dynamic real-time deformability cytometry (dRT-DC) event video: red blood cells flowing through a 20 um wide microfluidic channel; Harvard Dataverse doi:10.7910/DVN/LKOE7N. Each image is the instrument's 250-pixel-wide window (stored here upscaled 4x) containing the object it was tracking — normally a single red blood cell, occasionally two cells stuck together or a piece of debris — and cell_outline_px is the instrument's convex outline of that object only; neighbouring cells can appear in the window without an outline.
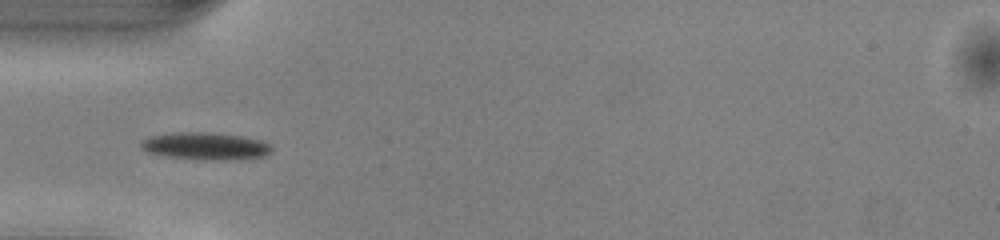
{"species": "common noctule bat (a hibernating species)", "species_latin": "Nyctalus noctula", "temperature_condition": "warm", "stored_images_in_passage": 36, "camera_frame_rate_fps": 3000, "um_per_image_px": 0.085, "animal": {"sex": "male", "body_mass_g": 13.0, "forearm_length_mm": 53.1}, "frame": {"image": 1, "passage_image": 2, "time_ms": 0.333, "image_size_px": [1000, 240], "cell_outline_px": [[272, 152], [264, 156], [164, 156], [148, 152], [140, 148], [140, 144], [144, 140], [152, 136], [172, 132], [212, 132], [240, 136], [260, 140], [272, 144]], "centroid_in_image_um": [17.41, 12.33], "position_along_channel_um": 67.6, "area_um2": 19.13}}
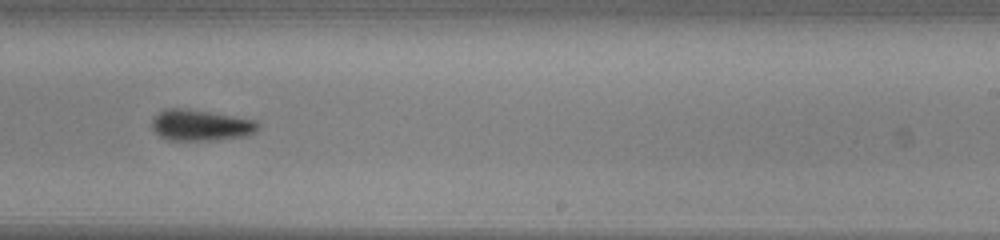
{"frame": {"image": 2, "passage_image": 17, "time_ms": 5.333, "image_size_px": [1000, 240], "cell_outline_px": [[260, 124], [256, 132], [248, 136], [220, 140], [168, 140], [160, 136], [152, 128], [152, 120], [160, 112], [168, 108], [176, 108], [208, 112], [256, 120]], "centroid_in_image_um": [17.11, 10.67], "position_along_channel_um": 271.9, "area_um2": 19.07}}
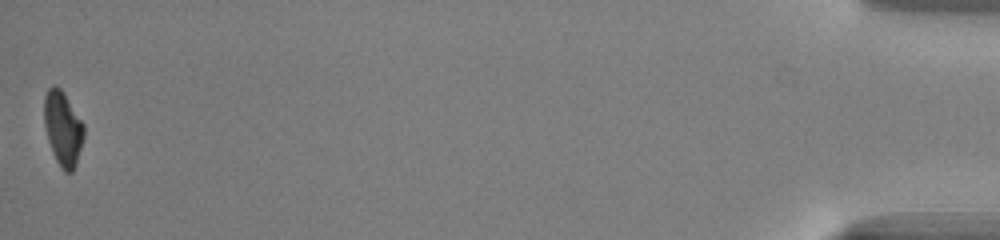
{"frame": {"image": 3, "passage_image": 36, "time_ms": 11.667, "image_size_px": [1000, 240], "cell_outline_px": [[84, 136], [76, 164], [72, 172], [64, 172], [60, 168], [56, 160], [48, 140], [44, 124], [44, 96], [48, 88], [52, 84], [56, 84], [64, 92], [84, 124]], "centroid_in_image_um": [5.34, 10.89], "position_along_channel_um": 429.9, "area_um2": 17.34}, "authors_computed_cell_mechanics": {"area_um2": 18.8428, "velocity_mm_per_s": 4.1018, "shape_relaxation_time_tau1_ms": 2.0414, "shape_relaxation_time_tau2_ms": null, "deformation_change_tau1": 0.1227, "deformation_change_tau2": null}}